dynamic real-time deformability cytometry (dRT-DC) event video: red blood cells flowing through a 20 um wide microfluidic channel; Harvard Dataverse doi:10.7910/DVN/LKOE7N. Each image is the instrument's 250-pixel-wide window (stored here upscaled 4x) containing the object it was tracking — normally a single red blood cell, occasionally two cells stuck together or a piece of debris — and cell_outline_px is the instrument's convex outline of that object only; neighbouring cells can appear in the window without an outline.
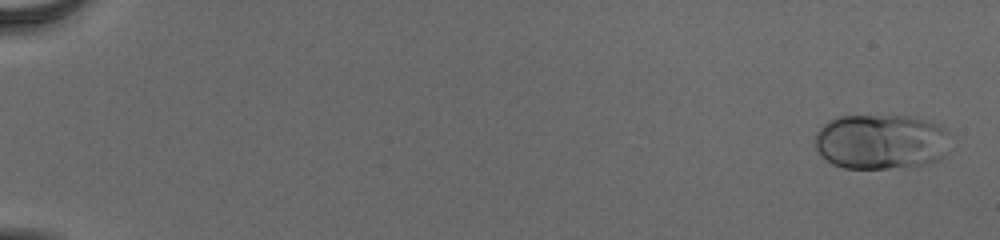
{"species": "human", "species_latin": "Homo sapiens", "temperature_condition": "cold", "stored_images_in_passage": 55, "camera_frame_rate_fps": 3000, "um_per_image_px": 0.085, "donor": {"sex": "male"}, "frame": {"image": 1, "passage_image": 2, "time_ms": 0.333, "image_size_px": [1000, 240], "cell_outline_px": [[948, 132], [944, 156], [940, 160], [928, 164], [888, 168], [844, 168], [832, 164], [816, 148], [816, 132], [828, 120], [840, 116], [908, 116], [928, 120], [948, 128]], "centroid_in_image_um": [74.9, 12.04], "position_along_channel_um": 10.1, "area_um2": 43.47}}
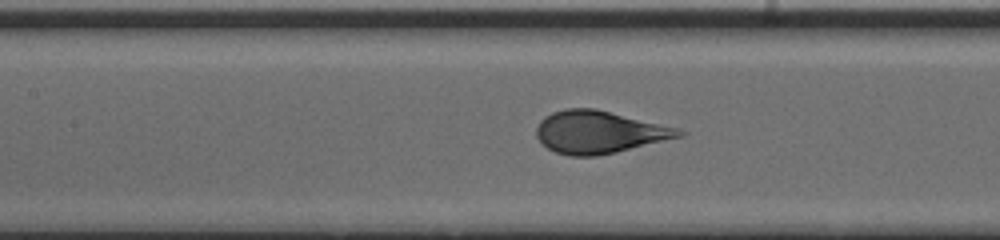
{"frame": {"image": 2, "passage_image": 28, "time_ms": 9.0, "image_size_px": [1000, 240], "cell_outline_px": [[688, 132], [684, 136], [616, 152], [596, 156], [568, 156], [556, 152], [548, 148], [536, 136], [536, 128], [540, 120], [544, 116], [552, 112], [564, 108], [596, 108], [680, 128]], "centroid_in_image_um": [50.95, 11.22], "position_along_channel_um": 156.4, "area_um2": 35.55}}
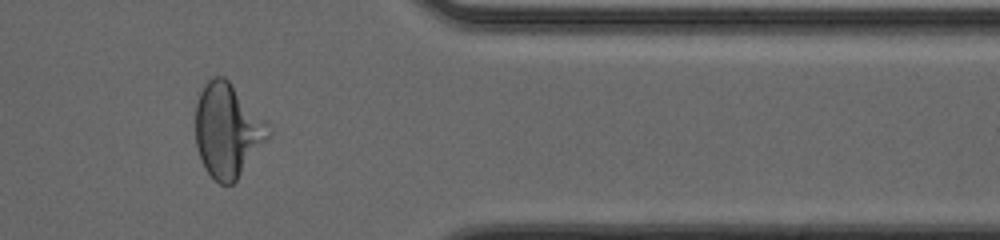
{"frame": {"image": 3, "passage_image": 47, "time_ms": 15.333, "image_size_px": [1000, 240], "cell_outline_px": [[272, 132], [268, 140], [236, 180], [232, 184], [220, 184], [204, 168], [196, 144], [196, 104], [200, 92], [204, 84], [212, 76], [224, 76], [228, 80], [268, 124]], "centroid_in_image_um": [19.34, 11.08], "position_along_channel_um": 392.1, "area_um2": 39.48}, "authors_computed_cell_mechanics": {"area_um2": 38.3792, "velocity_mm_per_s": 3.9036, "shape_relaxation_time_tau1_ms": 3.6831, "shape_relaxation_time_tau2_ms": null, "deformation_change_tau1": 0.1591, "deformation_change_tau2": null}}